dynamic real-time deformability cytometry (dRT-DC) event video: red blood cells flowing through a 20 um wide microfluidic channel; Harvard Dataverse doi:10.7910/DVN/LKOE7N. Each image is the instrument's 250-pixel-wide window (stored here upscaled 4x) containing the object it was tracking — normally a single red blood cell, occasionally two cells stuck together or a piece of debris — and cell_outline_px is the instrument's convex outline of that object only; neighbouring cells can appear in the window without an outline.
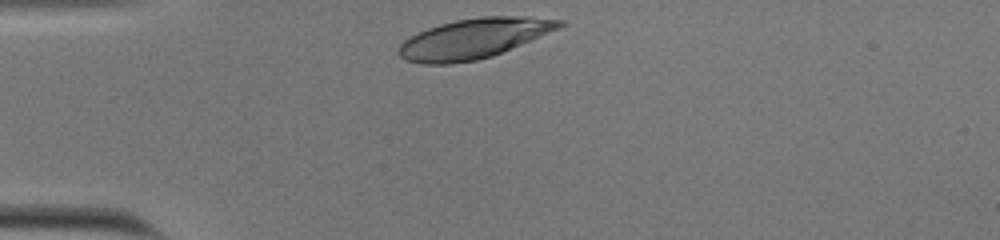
{"species": "human", "species_latin": "Homo sapiens", "temperature_condition": "cold", "stored_images_in_passage": 30, "camera_frame_rate_fps": 3000, "um_per_image_px": 0.085, "donor": {"sex": "male"}, "frame": {"image": 1, "passage_image": 1, "time_ms": 0.0, "image_size_px": [1000, 240], "cell_outline_px": [[564, 24], [560, 28], [492, 56], [476, 60], [452, 64], [424, 64], [408, 60], [400, 56], [396, 52], [400, 44], [404, 40], [428, 28], [440, 24], [456, 20], [480, 16], [528, 16], [564, 20]], "centroid_in_image_um": [40.28, 3.27], "position_along_channel_um": 44.7, "area_um2": 37.22}}
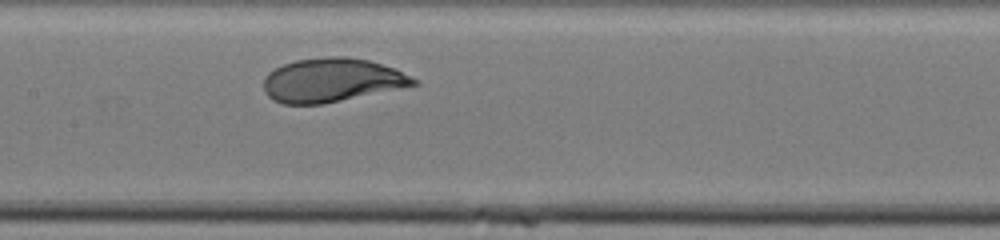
{"frame": {"image": 2, "passage_image": 14, "time_ms": 4.333, "image_size_px": [1000, 240], "cell_outline_px": [[420, 84], [324, 104], [284, 104], [272, 100], [264, 92], [264, 76], [268, 72], [284, 64], [296, 60], [328, 56], [344, 56], [368, 60], [396, 68], [420, 80]], "centroid_in_image_um": [28.23, 6.81], "position_along_channel_um": 179.2, "area_um2": 38.55}}
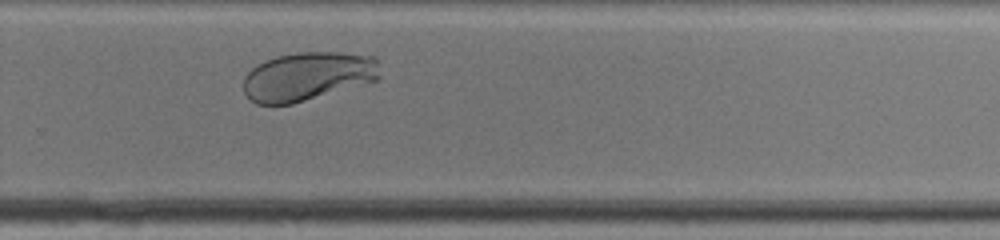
{"frame": {"image": 3, "passage_image": 24, "time_ms": 7.667, "image_size_px": [1000, 240], "cell_outline_px": [[380, 80], [292, 104], [256, 104], [244, 92], [244, 76], [256, 64], [276, 56], [296, 52], [336, 52], [372, 56], [376, 60], [380, 76]], "centroid_in_image_um": [26.15, 6.49], "position_along_channel_um": 303.6, "area_um2": 38.78}, "authors_computed_cell_mechanics": {"area_um2": 38.2636, "velocity_mm_per_s": 3.7428, "shape_relaxation_time_tau1_ms": 2.189, "shape_relaxation_time_tau2_ms": null, "deformation_change_tau1": 0.1443, "deformation_change_tau2": null}}